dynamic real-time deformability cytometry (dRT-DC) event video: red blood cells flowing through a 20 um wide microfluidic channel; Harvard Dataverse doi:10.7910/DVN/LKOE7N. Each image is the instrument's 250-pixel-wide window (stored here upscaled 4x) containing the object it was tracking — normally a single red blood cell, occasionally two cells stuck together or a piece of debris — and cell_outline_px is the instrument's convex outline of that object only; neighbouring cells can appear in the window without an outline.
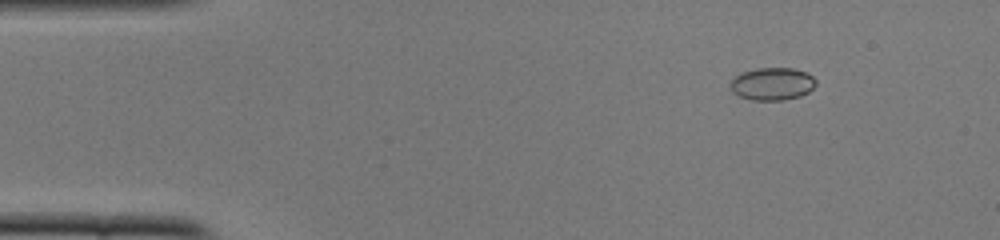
{"species": "common noctule bat (a hibernating species)", "species_latin": "Nyctalus noctula", "temperature_condition": "cold", "stored_images_in_passage": 51, "camera_frame_rate_fps": 3000, "um_per_image_px": 0.085, "animal": {"sex": "female", "body_mass_g": 22.0, "forearm_length_mm": 56.7}, "frame": {"image": 1, "passage_image": 6, "time_ms": 1.667, "image_size_px": [1000, 240], "cell_outline_px": [[816, 84], [808, 92], [800, 96], [784, 100], [752, 100], [740, 96], [732, 92], [728, 84], [740, 72], [756, 68], [792, 68], [808, 72], [816, 80]], "centroid_in_image_um": [65.63, 7.12], "position_along_channel_um": 19.4, "area_um2": 16.42}}
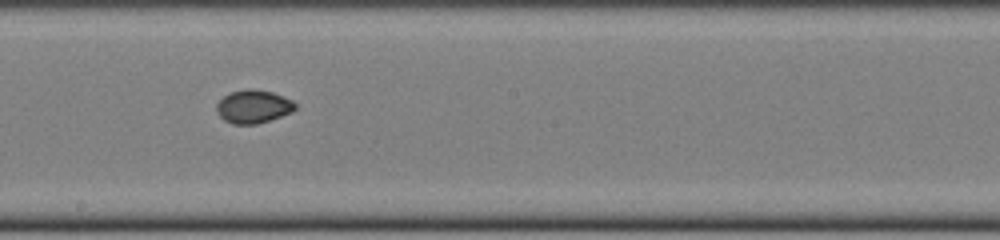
{"frame": {"image": 2, "passage_image": 28, "time_ms": 9.0, "image_size_px": [1000, 240], "cell_outline_px": [[296, 108], [292, 112], [256, 124], [232, 124], [224, 120], [216, 112], [216, 104], [228, 92], [248, 88], [252, 88], [272, 92], [284, 96], [292, 100], [296, 104]], "centroid_in_image_um": [21.51, 9.04], "position_along_channel_um": 226.7, "area_um2": 15.32}}
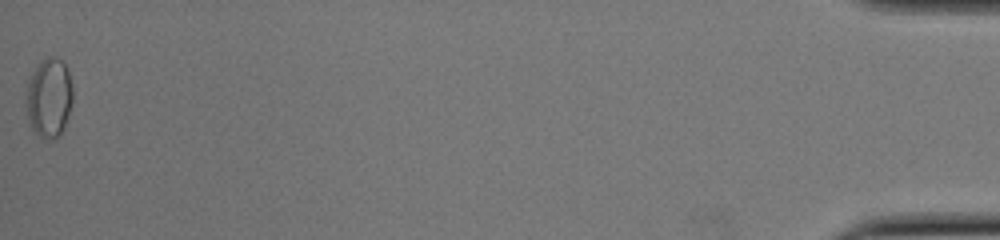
{"frame": {"image": 3, "passage_image": 51, "time_ms": 16.667, "image_size_px": [1000, 240], "cell_outline_px": [[72, 104], [64, 128], [60, 136], [48, 140], [40, 136], [32, 128], [28, 120], [24, 104], [24, 92], [28, 76], [36, 64], [40, 60], [48, 56], [52, 56], [64, 60], [68, 68], [72, 88]], "centroid_in_image_um": [4.13, 8.26], "position_along_channel_um": 431.1, "area_um2": 22.54}, "authors_computed_cell_mechanics": {"area_um2": 15.4904, "velocity_mm_per_s": 3.9307, "shape_relaxation_time_tau1_ms": 10.847, "shape_relaxation_time_tau2_ms": null, "deformation_change_tau1": 0.1842, "deformation_change_tau2": null}}